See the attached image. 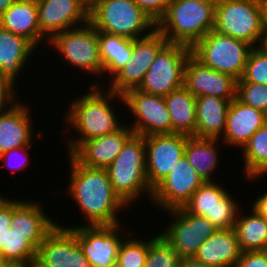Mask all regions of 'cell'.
Wrapping results in <instances>:
<instances>
[{
	"label": "cell",
	"mask_w": 267,
	"mask_h": 267,
	"mask_svg": "<svg viewBox=\"0 0 267 267\" xmlns=\"http://www.w3.org/2000/svg\"><path fill=\"white\" fill-rule=\"evenodd\" d=\"M68 160L70 182L66 195L82 211L83 220L86 219L79 225L121 224L118 214L128 207L115 193L107 170L83 166L71 154Z\"/></svg>",
	"instance_id": "1"
},
{
	"label": "cell",
	"mask_w": 267,
	"mask_h": 267,
	"mask_svg": "<svg viewBox=\"0 0 267 267\" xmlns=\"http://www.w3.org/2000/svg\"><path fill=\"white\" fill-rule=\"evenodd\" d=\"M89 87L86 94L84 92L71 100L67 114L63 117L67 128L70 126L69 128H74L73 131L78 133L76 138L70 136L64 141L68 154H72L83 142L116 132L125 124V121L118 119L113 106L117 98L118 102L124 104L122 95L109 89L105 92L103 86Z\"/></svg>",
	"instance_id": "2"
},
{
	"label": "cell",
	"mask_w": 267,
	"mask_h": 267,
	"mask_svg": "<svg viewBox=\"0 0 267 267\" xmlns=\"http://www.w3.org/2000/svg\"><path fill=\"white\" fill-rule=\"evenodd\" d=\"M216 0H170L156 24L168 43L193 47L214 29Z\"/></svg>",
	"instance_id": "3"
},
{
	"label": "cell",
	"mask_w": 267,
	"mask_h": 267,
	"mask_svg": "<svg viewBox=\"0 0 267 267\" xmlns=\"http://www.w3.org/2000/svg\"><path fill=\"white\" fill-rule=\"evenodd\" d=\"M106 170L115 193L128 207H134L132 204L144 196L148 202L151 201L153 190L146 177L143 136L133 134Z\"/></svg>",
	"instance_id": "4"
},
{
	"label": "cell",
	"mask_w": 267,
	"mask_h": 267,
	"mask_svg": "<svg viewBox=\"0 0 267 267\" xmlns=\"http://www.w3.org/2000/svg\"><path fill=\"white\" fill-rule=\"evenodd\" d=\"M89 22L98 31L133 40L148 36L156 29V24L132 0L96 3L89 10Z\"/></svg>",
	"instance_id": "5"
},
{
	"label": "cell",
	"mask_w": 267,
	"mask_h": 267,
	"mask_svg": "<svg viewBox=\"0 0 267 267\" xmlns=\"http://www.w3.org/2000/svg\"><path fill=\"white\" fill-rule=\"evenodd\" d=\"M213 30L260 47L264 34L261 0H216Z\"/></svg>",
	"instance_id": "6"
},
{
	"label": "cell",
	"mask_w": 267,
	"mask_h": 267,
	"mask_svg": "<svg viewBox=\"0 0 267 267\" xmlns=\"http://www.w3.org/2000/svg\"><path fill=\"white\" fill-rule=\"evenodd\" d=\"M48 45L54 49V52H59L61 60L65 59V63L69 62V65L75 69L78 68L82 73L97 76L93 81L96 84L92 83V85L101 86L97 80V78L100 79L99 77L102 78L97 30L90 22L56 34Z\"/></svg>",
	"instance_id": "7"
},
{
	"label": "cell",
	"mask_w": 267,
	"mask_h": 267,
	"mask_svg": "<svg viewBox=\"0 0 267 267\" xmlns=\"http://www.w3.org/2000/svg\"><path fill=\"white\" fill-rule=\"evenodd\" d=\"M253 48L245 41L212 30L191 49L192 55L204 66L239 80Z\"/></svg>",
	"instance_id": "8"
},
{
	"label": "cell",
	"mask_w": 267,
	"mask_h": 267,
	"mask_svg": "<svg viewBox=\"0 0 267 267\" xmlns=\"http://www.w3.org/2000/svg\"><path fill=\"white\" fill-rule=\"evenodd\" d=\"M191 54L192 49L187 45L167 43L159 51L136 89L143 93L165 97L183 87L184 68Z\"/></svg>",
	"instance_id": "9"
},
{
	"label": "cell",
	"mask_w": 267,
	"mask_h": 267,
	"mask_svg": "<svg viewBox=\"0 0 267 267\" xmlns=\"http://www.w3.org/2000/svg\"><path fill=\"white\" fill-rule=\"evenodd\" d=\"M218 182H204L182 208L207 218L217 229H231L235 226L241 206L232 197L234 194Z\"/></svg>",
	"instance_id": "10"
},
{
	"label": "cell",
	"mask_w": 267,
	"mask_h": 267,
	"mask_svg": "<svg viewBox=\"0 0 267 267\" xmlns=\"http://www.w3.org/2000/svg\"><path fill=\"white\" fill-rule=\"evenodd\" d=\"M66 225L91 267H116L121 241L127 234L125 225ZM123 226V227H122ZM124 229V230H123Z\"/></svg>",
	"instance_id": "11"
},
{
	"label": "cell",
	"mask_w": 267,
	"mask_h": 267,
	"mask_svg": "<svg viewBox=\"0 0 267 267\" xmlns=\"http://www.w3.org/2000/svg\"><path fill=\"white\" fill-rule=\"evenodd\" d=\"M166 212L173 220H168L160 235L180 258L194 257L200 245L217 230L207 218L191 214L182 207Z\"/></svg>",
	"instance_id": "12"
},
{
	"label": "cell",
	"mask_w": 267,
	"mask_h": 267,
	"mask_svg": "<svg viewBox=\"0 0 267 267\" xmlns=\"http://www.w3.org/2000/svg\"><path fill=\"white\" fill-rule=\"evenodd\" d=\"M124 109L133 115V123L128 124L133 133L140 136L171 134L172 125L163 96L143 93L136 88L122 94Z\"/></svg>",
	"instance_id": "13"
},
{
	"label": "cell",
	"mask_w": 267,
	"mask_h": 267,
	"mask_svg": "<svg viewBox=\"0 0 267 267\" xmlns=\"http://www.w3.org/2000/svg\"><path fill=\"white\" fill-rule=\"evenodd\" d=\"M167 43L168 40L157 29L148 36L134 39L131 58L112 80L106 81L110 83L105 88L121 95L129 89L137 88L159 51Z\"/></svg>",
	"instance_id": "14"
},
{
	"label": "cell",
	"mask_w": 267,
	"mask_h": 267,
	"mask_svg": "<svg viewBox=\"0 0 267 267\" xmlns=\"http://www.w3.org/2000/svg\"><path fill=\"white\" fill-rule=\"evenodd\" d=\"M189 136L177 133L145 136L146 177L153 190L185 155Z\"/></svg>",
	"instance_id": "15"
},
{
	"label": "cell",
	"mask_w": 267,
	"mask_h": 267,
	"mask_svg": "<svg viewBox=\"0 0 267 267\" xmlns=\"http://www.w3.org/2000/svg\"><path fill=\"white\" fill-rule=\"evenodd\" d=\"M204 183L184 155L154 189L150 205L164 212L183 207L192 194Z\"/></svg>",
	"instance_id": "16"
},
{
	"label": "cell",
	"mask_w": 267,
	"mask_h": 267,
	"mask_svg": "<svg viewBox=\"0 0 267 267\" xmlns=\"http://www.w3.org/2000/svg\"><path fill=\"white\" fill-rule=\"evenodd\" d=\"M37 7L40 33L48 41L58 33L89 22L85 0H40Z\"/></svg>",
	"instance_id": "17"
},
{
	"label": "cell",
	"mask_w": 267,
	"mask_h": 267,
	"mask_svg": "<svg viewBox=\"0 0 267 267\" xmlns=\"http://www.w3.org/2000/svg\"><path fill=\"white\" fill-rule=\"evenodd\" d=\"M36 259L46 267H91L75 235L60 223L39 245Z\"/></svg>",
	"instance_id": "18"
},
{
	"label": "cell",
	"mask_w": 267,
	"mask_h": 267,
	"mask_svg": "<svg viewBox=\"0 0 267 267\" xmlns=\"http://www.w3.org/2000/svg\"><path fill=\"white\" fill-rule=\"evenodd\" d=\"M183 86L195 97L235 99L237 79L204 66L191 54L185 64Z\"/></svg>",
	"instance_id": "19"
},
{
	"label": "cell",
	"mask_w": 267,
	"mask_h": 267,
	"mask_svg": "<svg viewBox=\"0 0 267 267\" xmlns=\"http://www.w3.org/2000/svg\"><path fill=\"white\" fill-rule=\"evenodd\" d=\"M133 134L124 124L116 132L83 142L71 155L83 166L107 169Z\"/></svg>",
	"instance_id": "20"
},
{
	"label": "cell",
	"mask_w": 267,
	"mask_h": 267,
	"mask_svg": "<svg viewBox=\"0 0 267 267\" xmlns=\"http://www.w3.org/2000/svg\"><path fill=\"white\" fill-rule=\"evenodd\" d=\"M266 122L267 114L263 111L241 103L237 98L231 100L222 136L223 145L242 149Z\"/></svg>",
	"instance_id": "21"
},
{
	"label": "cell",
	"mask_w": 267,
	"mask_h": 267,
	"mask_svg": "<svg viewBox=\"0 0 267 267\" xmlns=\"http://www.w3.org/2000/svg\"><path fill=\"white\" fill-rule=\"evenodd\" d=\"M42 205L41 201L24 198V201L12 213L11 228L20 235L27 236V241L36 250L58 224L46 214Z\"/></svg>",
	"instance_id": "22"
},
{
	"label": "cell",
	"mask_w": 267,
	"mask_h": 267,
	"mask_svg": "<svg viewBox=\"0 0 267 267\" xmlns=\"http://www.w3.org/2000/svg\"><path fill=\"white\" fill-rule=\"evenodd\" d=\"M22 103L20 101L8 112L0 114V155L34 143L31 108Z\"/></svg>",
	"instance_id": "23"
},
{
	"label": "cell",
	"mask_w": 267,
	"mask_h": 267,
	"mask_svg": "<svg viewBox=\"0 0 267 267\" xmlns=\"http://www.w3.org/2000/svg\"><path fill=\"white\" fill-rule=\"evenodd\" d=\"M241 254L235 230L217 229L200 245L194 258L207 265L233 267Z\"/></svg>",
	"instance_id": "24"
},
{
	"label": "cell",
	"mask_w": 267,
	"mask_h": 267,
	"mask_svg": "<svg viewBox=\"0 0 267 267\" xmlns=\"http://www.w3.org/2000/svg\"><path fill=\"white\" fill-rule=\"evenodd\" d=\"M36 49L25 37L0 26V75L17 84L19 74L30 64L28 58Z\"/></svg>",
	"instance_id": "25"
},
{
	"label": "cell",
	"mask_w": 267,
	"mask_h": 267,
	"mask_svg": "<svg viewBox=\"0 0 267 267\" xmlns=\"http://www.w3.org/2000/svg\"><path fill=\"white\" fill-rule=\"evenodd\" d=\"M0 26L28 39L36 48L49 42L41 33L37 3L17 0L0 16ZM44 40V41H43Z\"/></svg>",
	"instance_id": "26"
},
{
	"label": "cell",
	"mask_w": 267,
	"mask_h": 267,
	"mask_svg": "<svg viewBox=\"0 0 267 267\" xmlns=\"http://www.w3.org/2000/svg\"><path fill=\"white\" fill-rule=\"evenodd\" d=\"M215 96L196 97V137L220 139L226 127L230 101Z\"/></svg>",
	"instance_id": "27"
},
{
	"label": "cell",
	"mask_w": 267,
	"mask_h": 267,
	"mask_svg": "<svg viewBox=\"0 0 267 267\" xmlns=\"http://www.w3.org/2000/svg\"><path fill=\"white\" fill-rule=\"evenodd\" d=\"M172 133L196 137V97L184 86L164 97Z\"/></svg>",
	"instance_id": "28"
},
{
	"label": "cell",
	"mask_w": 267,
	"mask_h": 267,
	"mask_svg": "<svg viewBox=\"0 0 267 267\" xmlns=\"http://www.w3.org/2000/svg\"><path fill=\"white\" fill-rule=\"evenodd\" d=\"M222 139L188 137L185 156L204 182H215L214 171L219 169V143Z\"/></svg>",
	"instance_id": "29"
},
{
	"label": "cell",
	"mask_w": 267,
	"mask_h": 267,
	"mask_svg": "<svg viewBox=\"0 0 267 267\" xmlns=\"http://www.w3.org/2000/svg\"><path fill=\"white\" fill-rule=\"evenodd\" d=\"M97 36L99 54L102 62V77L104 76L103 79L108 77L109 80H111L131 58L133 39L120 35L103 33L98 30Z\"/></svg>",
	"instance_id": "30"
},
{
	"label": "cell",
	"mask_w": 267,
	"mask_h": 267,
	"mask_svg": "<svg viewBox=\"0 0 267 267\" xmlns=\"http://www.w3.org/2000/svg\"><path fill=\"white\" fill-rule=\"evenodd\" d=\"M242 209L240 207L233 228L242 253L267 250V220L252 208L248 214L241 212Z\"/></svg>",
	"instance_id": "31"
},
{
	"label": "cell",
	"mask_w": 267,
	"mask_h": 267,
	"mask_svg": "<svg viewBox=\"0 0 267 267\" xmlns=\"http://www.w3.org/2000/svg\"><path fill=\"white\" fill-rule=\"evenodd\" d=\"M245 179L254 180L267 175V122L258 129L241 149Z\"/></svg>",
	"instance_id": "32"
},
{
	"label": "cell",
	"mask_w": 267,
	"mask_h": 267,
	"mask_svg": "<svg viewBox=\"0 0 267 267\" xmlns=\"http://www.w3.org/2000/svg\"><path fill=\"white\" fill-rule=\"evenodd\" d=\"M1 255L6 263L27 265L36 259L37 250L27 241V236L20 235L10 228L5 231Z\"/></svg>",
	"instance_id": "33"
},
{
	"label": "cell",
	"mask_w": 267,
	"mask_h": 267,
	"mask_svg": "<svg viewBox=\"0 0 267 267\" xmlns=\"http://www.w3.org/2000/svg\"><path fill=\"white\" fill-rule=\"evenodd\" d=\"M130 234L134 232H129L120 243L116 267H145L149 238L137 239L136 235L132 237Z\"/></svg>",
	"instance_id": "34"
},
{
	"label": "cell",
	"mask_w": 267,
	"mask_h": 267,
	"mask_svg": "<svg viewBox=\"0 0 267 267\" xmlns=\"http://www.w3.org/2000/svg\"><path fill=\"white\" fill-rule=\"evenodd\" d=\"M181 258L158 233L149 239L145 267H178Z\"/></svg>",
	"instance_id": "35"
},
{
	"label": "cell",
	"mask_w": 267,
	"mask_h": 267,
	"mask_svg": "<svg viewBox=\"0 0 267 267\" xmlns=\"http://www.w3.org/2000/svg\"><path fill=\"white\" fill-rule=\"evenodd\" d=\"M237 82L267 84V53L261 47L251 50L243 75Z\"/></svg>",
	"instance_id": "36"
},
{
	"label": "cell",
	"mask_w": 267,
	"mask_h": 267,
	"mask_svg": "<svg viewBox=\"0 0 267 267\" xmlns=\"http://www.w3.org/2000/svg\"><path fill=\"white\" fill-rule=\"evenodd\" d=\"M236 98L267 114V84L237 82Z\"/></svg>",
	"instance_id": "37"
},
{
	"label": "cell",
	"mask_w": 267,
	"mask_h": 267,
	"mask_svg": "<svg viewBox=\"0 0 267 267\" xmlns=\"http://www.w3.org/2000/svg\"><path fill=\"white\" fill-rule=\"evenodd\" d=\"M23 199L10 198L0 194V253L5 238V231L11 228L12 213L23 202Z\"/></svg>",
	"instance_id": "38"
},
{
	"label": "cell",
	"mask_w": 267,
	"mask_h": 267,
	"mask_svg": "<svg viewBox=\"0 0 267 267\" xmlns=\"http://www.w3.org/2000/svg\"><path fill=\"white\" fill-rule=\"evenodd\" d=\"M31 146H32V144L30 146H27V147L14 148V149L0 155V161L2 162L1 167H5L7 169H10L12 174H14L20 170L24 171V169L27 168L29 163H31L30 162L31 159L28 158V156H27V155H29L30 148H32ZM21 157H22V159H21ZM14 159H17V161L16 160L14 161L16 164L13 162ZM13 165H15V166H13Z\"/></svg>",
	"instance_id": "39"
},
{
	"label": "cell",
	"mask_w": 267,
	"mask_h": 267,
	"mask_svg": "<svg viewBox=\"0 0 267 267\" xmlns=\"http://www.w3.org/2000/svg\"><path fill=\"white\" fill-rule=\"evenodd\" d=\"M16 86L18 84L0 75V114L8 112L20 102Z\"/></svg>",
	"instance_id": "40"
},
{
	"label": "cell",
	"mask_w": 267,
	"mask_h": 267,
	"mask_svg": "<svg viewBox=\"0 0 267 267\" xmlns=\"http://www.w3.org/2000/svg\"><path fill=\"white\" fill-rule=\"evenodd\" d=\"M155 24L165 15L170 0H132Z\"/></svg>",
	"instance_id": "41"
},
{
	"label": "cell",
	"mask_w": 267,
	"mask_h": 267,
	"mask_svg": "<svg viewBox=\"0 0 267 267\" xmlns=\"http://www.w3.org/2000/svg\"><path fill=\"white\" fill-rule=\"evenodd\" d=\"M233 267H267V250L243 252Z\"/></svg>",
	"instance_id": "42"
},
{
	"label": "cell",
	"mask_w": 267,
	"mask_h": 267,
	"mask_svg": "<svg viewBox=\"0 0 267 267\" xmlns=\"http://www.w3.org/2000/svg\"><path fill=\"white\" fill-rule=\"evenodd\" d=\"M250 203H253L250 207L267 220V192L264 194L262 192L261 195L257 196L256 200L254 198V201Z\"/></svg>",
	"instance_id": "43"
},
{
	"label": "cell",
	"mask_w": 267,
	"mask_h": 267,
	"mask_svg": "<svg viewBox=\"0 0 267 267\" xmlns=\"http://www.w3.org/2000/svg\"><path fill=\"white\" fill-rule=\"evenodd\" d=\"M178 267H217L213 265H207L197 261L194 257L181 258Z\"/></svg>",
	"instance_id": "44"
},
{
	"label": "cell",
	"mask_w": 267,
	"mask_h": 267,
	"mask_svg": "<svg viewBox=\"0 0 267 267\" xmlns=\"http://www.w3.org/2000/svg\"><path fill=\"white\" fill-rule=\"evenodd\" d=\"M261 10L263 32H267V0H261Z\"/></svg>",
	"instance_id": "45"
},
{
	"label": "cell",
	"mask_w": 267,
	"mask_h": 267,
	"mask_svg": "<svg viewBox=\"0 0 267 267\" xmlns=\"http://www.w3.org/2000/svg\"><path fill=\"white\" fill-rule=\"evenodd\" d=\"M17 0H0V16L9 9Z\"/></svg>",
	"instance_id": "46"
},
{
	"label": "cell",
	"mask_w": 267,
	"mask_h": 267,
	"mask_svg": "<svg viewBox=\"0 0 267 267\" xmlns=\"http://www.w3.org/2000/svg\"><path fill=\"white\" fill-rule=\"evenodd\" d=\"M260 47L267 53V32H264Z\"/></svg>",
	"instance_id": "47"
},
{
	"label": "cell",
	"mask_w": 267,
	"mask_h": 267,
	"mask_svg": "<svg viewBox=\"0 0 267 267\" xmlns=\"http://www.w3.org/2000/svg\"><path fill=\"white\" fill-rule=\"evenodd\" d=\"M27 267H46L42 263H40L37 259L32 260Z\"/></svg>",
	"instance_id": "48"
},
{
	"label": "cell",
	"mask_w": 267,
	"mask_h": 267,
	"mask_svg": "<svg viewBox=\"0 0 267 267\" xmlns=\"http://www.w3.org/2000/svg\"><path fill=\"white\" fill-rule=\"evenodd\" d=\"M86 1V5L88 6L89 10L98 2L102 1V0H85Z\"/></svg>",
	"instance_id": "49"
},
{
	"label": "cell",
	"mask_w": 267,
	"mask_h": 267,
	"mask_svg": "<svg viewBox=\"0 0 267 267\" xmlns=\"http://www.w3.org/2000/svg\"><path fill=\"white\" fill-rule=\"evenodd\" d=\"M4 267H27V265H25V264L7 263Z\"/></svg>",
	"instance_id": "50"
},
{
	"label": "cell",
	"mask_w": 267,
	"mask_h": 267,
	"mask_svg": "<svg viewBox=\"0 0 267 267\" xmlns=\"http://www.w3.org/2000/svg\"><path fill=\"white\" fill-rule=\"evenodd\" d=\"M7 263L3 260L2 255L0 253V267H4Z\"/></svg>",
	"instance_id": "51"
},
{
	"label": "cell",
	"mask_w": 267,
	"mask_h": 267,
	"mask_svg": "<svg viewBox=\"0 0 267 267\" xmlns=\"http://www.w3.org/2000/svg\"><path fill=\"white\" fill-rule=\"evenodd\" d=\"M23 1H31V2L38 3L40 0H23Z\"/></svg>",
	"instance_id": "52"
}]
</instances>
